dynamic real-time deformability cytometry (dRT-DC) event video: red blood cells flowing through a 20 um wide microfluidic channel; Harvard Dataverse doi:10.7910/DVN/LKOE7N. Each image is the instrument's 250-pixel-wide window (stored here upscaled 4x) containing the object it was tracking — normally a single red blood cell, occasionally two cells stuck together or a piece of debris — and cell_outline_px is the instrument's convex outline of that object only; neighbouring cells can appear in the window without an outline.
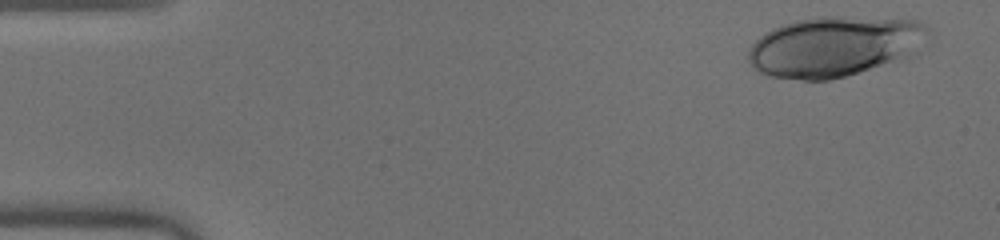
{"species": "human", "species_latin": "Homo sapiens", "temperature_condition": "warm", "stored_images_in_passage": 40, "camera_frame_rate_fps": 3000, "um_per_image_px": 0.085, "donor": {"sex": "male"}, "frame": {"image": 1, "passage_image": 3, "time_ms": 0.667, "image_size_px": [1000, 240], "cell_outline_px": [[932, 28], [916, 56], [908, 60], [828, 80], [804, 80], [768, 76], [756, 72], [748, 60], [748, 48], [764, 32], [772, 28], [796, 20], [816, 16], [844, 16], [920, 20]], "centroid_in_image_um": [71.01, 3.95], "position_along_channel_um": 14.0, "area_um2": 64.74}}
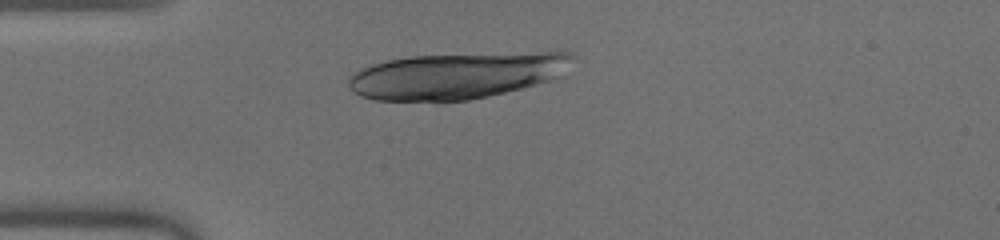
{"frame": {"image": 2, "passage_image": 13, "time_ms": 4.0, "image_size_px": [1000, 240], "cell_outline_px": [[576, 56], [564, 76], [536, 84], [488, 96], [468, 100], [436, 104], [372, 100], [360, 96], [352, 92], [348, 84], [348, 76], [360, 68], [372, 64], [388, 60], [412, 56], [544, 52], [572, 52]], "centroid_in_image_um": [38.77, 6.47], "position_along_channel_um": 46.2, "area_um2": 61.73}}